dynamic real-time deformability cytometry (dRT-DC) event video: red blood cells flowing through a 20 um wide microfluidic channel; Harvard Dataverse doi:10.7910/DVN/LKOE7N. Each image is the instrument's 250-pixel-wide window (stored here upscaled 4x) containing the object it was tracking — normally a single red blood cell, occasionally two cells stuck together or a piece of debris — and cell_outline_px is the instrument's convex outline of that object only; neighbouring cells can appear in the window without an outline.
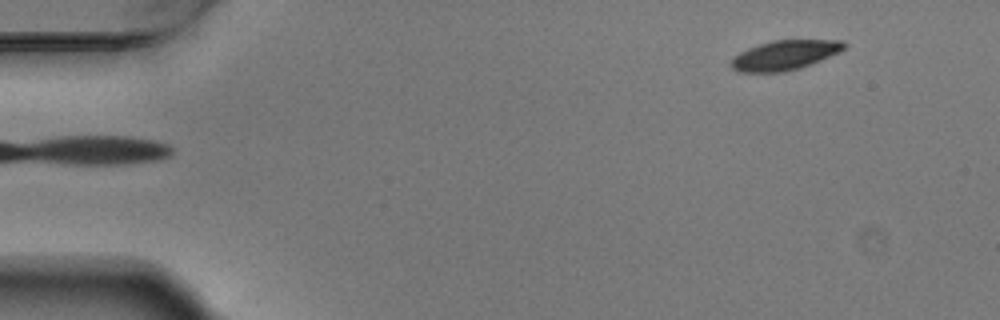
{"species": "Egyptian fruit bat (a non-hibernating species)", "species_latin": "Rousettus aegyptiacus", "temperature_condition": "warm", "stored_images_in_passage": 3, "segment_of_instrument_passage": [2, 2], "camera_frame_rate_fps": 3000, "um_per_image_px": 0.085, "animal": {"sex": "male"}, "frame": {"image": 1, "passage_image": 3, "time_ms": 0.667, "image_size_px": [1000, 320], "cell_outline_px": [[848, 44], [840, 52], [812, 64], [800, 68], [784, 72], [740, 72], [732, 68], [728, 64], [740, 52], [748, 48], [772, 40], [844, 40]], "centroid_in_image_um": [66.73, 4.69], "position_along_channel_um": 18.3, "area_um2": 19.59}}